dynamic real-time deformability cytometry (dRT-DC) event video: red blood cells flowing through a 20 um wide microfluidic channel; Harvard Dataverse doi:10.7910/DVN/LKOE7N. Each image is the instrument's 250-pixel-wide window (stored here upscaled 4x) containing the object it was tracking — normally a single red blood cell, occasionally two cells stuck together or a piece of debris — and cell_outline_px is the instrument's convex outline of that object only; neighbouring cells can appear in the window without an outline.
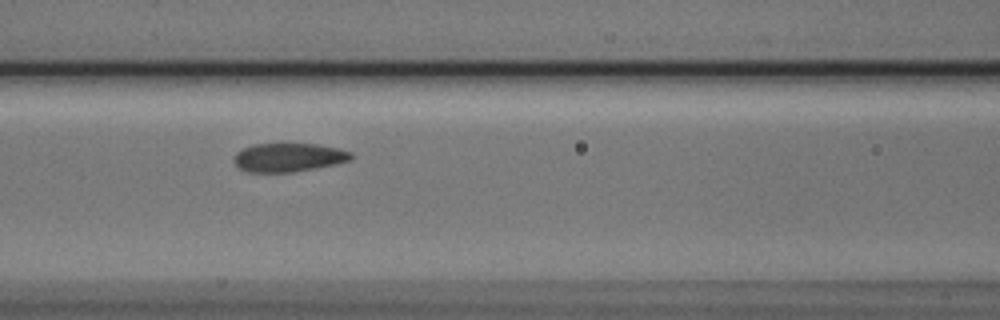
{"species": "Egyptian fruit bat (a non-hibernating species)", "species_latin": "Rousettus aegyptiacus", "temperature_condition": "cold", "stored_images_in_passage": 13, "camera_frame_rate_fps": 3000, "um_per_image_px": 0.085, "animal": {"sex": "male"}, "frame": {"image": 1, "passage_image": 4, "time_ms": 1.0, "image_size_px": [1000, 320], "cell_outline_px": [[356, 156], [352, 160], [336, 164], [316, 168], [292, 172], [248, 172], [240, 168], [232, 160], [236, 152], [252, 144], [316, 144], [340, 148], [352, 152]], "centroid_in_image_um": [24.58, 13.38], "position_along_channel_um": 142.0, "area_um2": 19.77}}
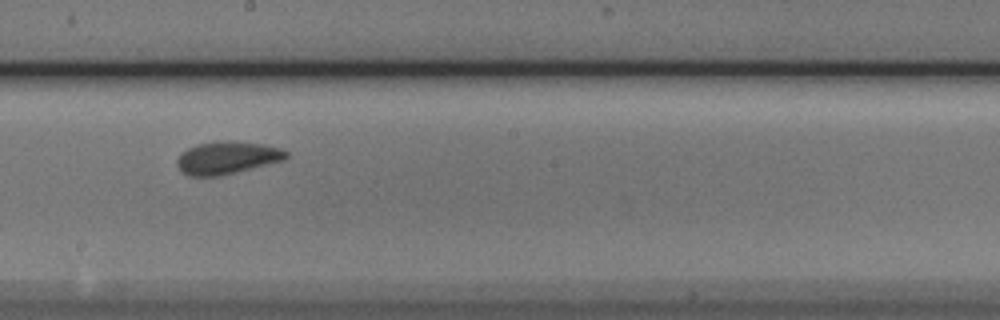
{"frame": {"image": 2, "passage_image": 6, "time_ms": 1.667, "image_size_px": [1000, 320], "cell_outline_px": [[288, 156], [284, 160], [220, 176], [188, 176], [180, 172], [176, 164], [176, 160], [180, 152], [196, 144], [216, 140], [228, 140], [264, 144], [280, 148], [288, 152]], "centroid_in_image_um": [19.25, 13.4], "position_along_channel_um": 229.0, "area_um2": 21.1}}
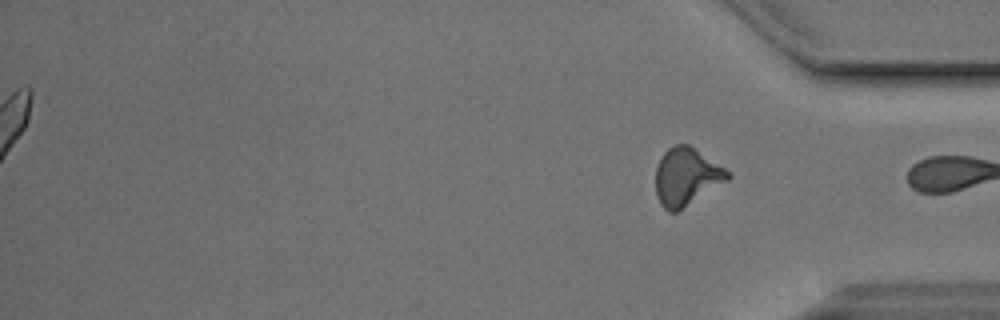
{"frame": {"image": 3, "passage_image": 13, "time_ms": 4.0, "image_size_px": [1000, 320], "cell_outline_px": [[732, 176], [728, 180], [676, 212], [668, 212], [660, 204], [656, 196], [656, 164], [660, 156], [668, 148], [676, 144], [688, 144], [732, 172]], "centroid_in_image_um": [58.34, 15.01], "position_along_channel_um": 376.9, "area_um2": 24.28}}